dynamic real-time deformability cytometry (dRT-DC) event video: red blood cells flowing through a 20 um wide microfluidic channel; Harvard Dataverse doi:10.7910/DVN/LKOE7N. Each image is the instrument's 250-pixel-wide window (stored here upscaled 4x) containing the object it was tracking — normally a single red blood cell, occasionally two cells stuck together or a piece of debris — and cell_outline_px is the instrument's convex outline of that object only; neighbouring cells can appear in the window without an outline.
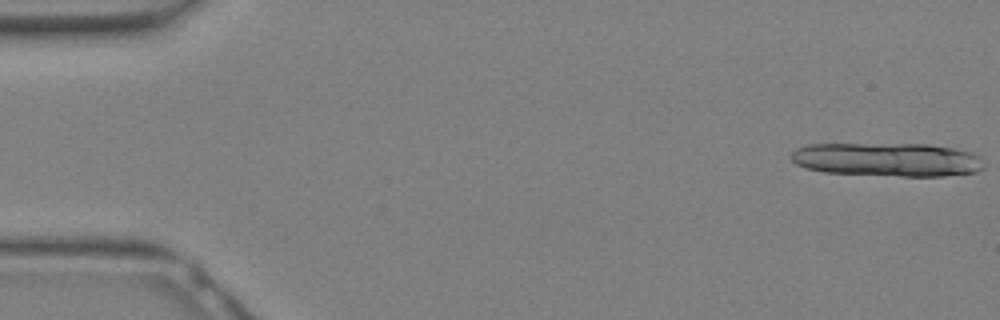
{"species": "Egyptian fruit bat (a non-hibernating species)", "species_latin": "Rousettus aegyptiacus", "temperature_condition": "warm", "stored_images_in_passage": 8, "camera_frame_rate_fps": 3000, "um_per_image_px": 0.085, "animal": {"sex": "female"}, "frame": {"image": 1, "passage_image": 1, "time_ms": 0.0, "image_size_px": [1000, 320], "cell_outline_px": [[984, 168], [976, 172], [944, 176], [900, 176], [824, 172], [804, 168], [796, 164], [792, 160], [792, 152], [796, 148], [808, 144], [928, 144], [956, 148], [972, 152], [980, 156]], "centroid_in_image_um": [75.44, 13.56], "position_along_channel_um": 9.6, "area_um2": 38.09}}